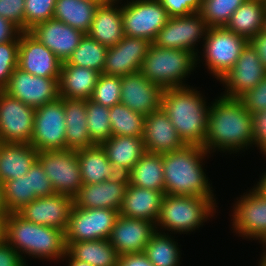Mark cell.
<instances>
[{
  "mask_svg": "<svg viewBox=\"0 0 266 266\" xmlns=\"http://www.w3.org/2000/svg\"><path fill=\"white\" fill-rule=\"evenodd\" d=\"M19 35L13 40L0 44V90H3L9 78L18 67Z\"/></svg>",
  "mask_w": 266,
  "mask_h": 266,
  "instance_id": "ee69618b",
  "label": "cell"
},
{
  "mask_svg": "<svg viewBox=\"0 0 266 266\" xmlns=\"http://www.w3.org/2000/svg\"><path fill=\"white\" fill-rule=\"evenodd\" d=\"M5 241L25 263L26 255L58 262L67 252L65 231L27 221L18 213H8L5 217Z\"/></svg>",
  "mask_w": 266,
  "mask_h": 266,
  "instance_id": "277c9868",
  "label": "cell"
},
{
  "mask_svg": "<svg viewBox=\"0 0 266 266\" xmlns=\"http://www.w3.org/2000/svg\"><path fill=\"white\" fill-rule=\"evenodd\" d=\"M73 205V197L55 193L35 198L17 213L35 224L66 231Z\"/></svg>",
  "mask_w": 266,
  "mask_h": 266,
  "instance_id": "ac0fdd59",
  "label": "cell"
},
{
  "mask_svg": "<svg viewBox=\"0 0 266 266\" xmlns=\"http://www.w3.org/2000/svg\"><path fill=\"white\" fill-rule=\"evenodd\" d=\"M38 151L30 143L0 142V182L27 174L37 160Z\"/></svg>",
  "mask_w": 266,
  "mask_h": 266,
  "instance_id": "83f0119b",
  "label": "cell"
},
{
  "mask_svg": "<svg viewBox=\"0 0 266 266\" xmlns=\"http://www.w3.org/2000/svg\"><path fill=\"white\" fill-rule=\"evenodd\" d=\"M37 161L51 181L55 193L74 197L83 185L76 150L38 152Z\"/></svg>",
  "mask_w": 266,
  "mask_h": 266,
  "instance_id": "7c38bea8",
  "label": "cell"
},
{
  "mask_svg": "<svg viewBox=\"0 0 266 266\" xmlns=\"http://www.w3.org/2000/svg\"><path fill=\"white\" fill-rule=\"evenodd\" d=\"M196 63V56L190 51L151 44L140 72L163 90L185 87L186 77L197 67Z\"/></svg>",
  "mask_w": 266,
  "mask_h": 266,
  "instance_id": "8992f818",
  "label": "cell"
},
{
  "mask_svg": "<svg viewBox=\"0 0 266 266\" xmlns=\"http://www.w3.org/2000/svg\"><path fill=\"white\" fill-rule=\"evenodd\" d=\"M120 103L144 116L161 108L163 89L140 71L121 77Z\"/></svg>",
  "mask_w": 266,
  "mask_h": 266,
  "instance_id": "ffe728a7",
  "label": "cell"
},
{
  "mask_svg": "<svg viewBox=\"0 0 266 266\" xmlns=\"http://www.w3.org/2000/svg\"><path fill=\"white\" fill-rule=\"evenodd\" d=\"M25 0H0V16L14 24L21 32L25 31Z\"/></svg>",
  "mask_w": 266,
  "mask_h": 266,
  "instance_id": "bcb514c9",
  "label": "cell"
},
{
  "mask_svg": "<svg viewBox=\"0 0 266 266\" xmlns=\"http://www.w3.org/2000/svg\"><path fill=\"white\" fill-rule=\"evenodd\" d=\"M164 190L135 187L128 183L119 215L128 218L145 219L157 222Z\"/></svg>",
  "mask_w": 266,
  "mask_h": 266,
  "instance_id": "d4e9b609",
  "label": "cell"
},
{
  "mask_svg": "<svg viewBox=\"0 0 266 266\" xmlns=\"http://www.w3.org/2000/svg\"><path fill=\"white\" fill-rule=\"evenodd\" d=\"M118 266H153L144 252L124 254L118 258Z\"/></svg>",
  "mask_w": 266,
  "mask_h": 266,
  "instance_id": "816d5d0a",
  "label": "cell"
},
{
  "mask_svg": "<svg viewBox=\"0 0 266 266\" xmlns=\"http://www.w3.org/2000/svg\"><path fill=\"white\" fill-rule=\"evenodd\" d=\"M265 13V1L246 0L234 11L225 27L250 41L256 34L263 31Z\"/></svg>",
  "mask_w": 266,
  "mask_h": 266,
  "instance_id": "4dcf8cb0",
  "label": "cell"
},
{
  "mask_svg": "<svg viewBox=\"0 0 266 266\" xmlns=\"http://www.w3.org/2000/svg\"><path fill=\"white\" fill-rule=\"evenodd\" d=\"M29 32L62 62L67 61L85 35L55 19L38 23Z\"/></svg>",
  "mask_w": 266,
  "mask_h": 266,
  "instance_id": "603a6c76",
  "label": "cell"
},
{
  "mask_svg": "<svg viewBox=\"0 0 266 266\" xmlns=\"http://www.w3.org/2000/svg\"><path fill=\"white\" fill-rule=\"evenodd\" d=\"M7 207L4 201L3 183L0 182V215H7Z\"/></svg>",
  "mask_w": 266,
  "mask_h": 266,
  "instance_id": "6f0895ef",
  "label": "cell"
},
{
  "mask_svg": "<svg viewBox=\"0 0 266 266\" xmlns=\"http://www.w3.org/2000/svg\"><path fill=\"white\" fill-rule=\"evenodd\" d=\"M211 102L203 148L210 154L244 152L253 147L252 114L239 99L219 96Z\"/></svg>",
  "mask_w": 266,
  "mask_h": 266,
  "instance_id": "6da1fadb",
  "label": "cell"
},
{
  "mask_svg": "<svg viewBox=\"0 0 266 266\" xmlns=\"http://www.w3.org/2000/svg\"><path fill=\"white\" fill-rule=\"evenodd\" d=\"M5 217L6 215H0V244L5 241Z\"/></svg>",
  "mask_w": 266,
  "mask_h": 266,
  "instance_id": "680465c9",
  "label": "cell"
},
{
  "mask_svg": "<svg viewBox=\"0 0 266 266\" xmlns=\"http://www.w3.org/2000/svg\"><path fill=\"white\" fill-rule=\"evenodd\" d=\"M263 248L265 249L264 253L266 254V243L263 245Z\"/></svg>",
  "mask_w": 266,
  "mask_h": 266,
  "instance_id": "be15d7a7",
  "label": "cell"
},
{
  "mask_svg": "<svg viewBox=\"0 0 266 266\" xmlns=\"http://www.w3.org/2000/svg\"><path fill=\"white\" fill-rule=\"evenodd\" d=\"M56 0H25V31L36 24L53 19Z\"/></svg>",
  "mask_w": 266,
  "mask_h": 266,
  "instance_id": "7bdbcfd3",
  "label": "cell"
},
{
  "mask_svg": "<svg viewBox=\"0 0 266 266\" xmlns=\"http://www.w3.org/2000/svg\"><path fill=\"white\" fill-rule=\"evenodd\" d=\"M143 143L146 152L157 154H167L185 146L162 108L145 116Z\"/></svg>",
  "mask_w": 266,
  "mask_h": 266,
  "instance_id": "cb8c5ba5",
  "label": "cell"
},
{
  "mask_svg": "<svg viewBox=\"0 0 266 266\" xmlns=\"http://www.w3.org/2000/svg\"><path fill=\"white\" fill-rule=\"evenodd\" d=\"M206 103L202 93L190 85L163 91L161 108L185 145L203 147L210 108Z\"/></svg>",
  "mask_w": 266,
  "mask_h": 266,
  "instance_id": "3957f363",
  "label": "cell"
},
{
  "mask_svg": "<svg viewBox=\"0 0 266 266\" xmlns=\"http://www.w3.org/2000/svg\"><path fill=\"white\" fill-rule=\"evenodd\" d=\"M98 6L94 0H56L53 19L87 34Z\"/></svg>",
  "mask_w": 266,
  "mask_h": 266,
  "instance_id": "d6a6232c",
  "label": "cell"
},
{
  "mask_svg": "<svg viewBox=\"0 0 266 266\" xmlns=\"http://www.w3.org/2000/svg\"><path fill=\"white\" fill-rule=\"evenodd\" d=\"M0 266H27L22 256L6 241L0 244Z\"/></svg>",
  "mask_w": 266,
  "mask_h": 266,
  "instance_id": "f907efd6",
  "label": "cell"
},
{
  "mask_svg": "<svg viewBox=\"0 0 266 266\" xmlns=\"http://www.w3.org/2000/svg\"><path fill=\"white\" fill-rule=\"evenodd\" d=\"M156 232L155 224L145 219L118 216L109 241L119 256L144 252L151 236Z\"/></svg>",
  "mask_w": 266,
  "mask_h": 266,
  "instance_id": "7402d4cb",
  "label": "cell"
},
{
  "mask_svg": "<svg viewBox=\"0 0 266 266\" xmlns=\"http://www.w3.org/2000/svg\"><path fill=\"white\" fill-rule=\"evenodd\" d=\"M3 194L8 213H17L25 205L38 198L33 192H30L27 174L5 182Z\"/></svg>",
  "mask_w": 266,
  "mask_h": 266,
  "instance_id": "ab89813d",
  "label": "cell"
},
{
  "mask_svg": "<svg viewBox=\"0 0 266 266\" xmlns=\"http://www.w3.org/2000/svg\"><path fill=\"white\" fill-rule=\"evenodd\" d=\"M260 261H259V266H266V254L262 252V255H260Z\"/></svg>",
  "mask_w": 266,
  "mask_h": 266,
  "instance_id": "94428289",
  "label": "cell"
},
{
  "mask_svg": "<svg viewBox=\"0 0 266 266\" xmlns=\"http://www.w3.org/2000/svg\"><path fill=\"white\" fill-rule=\"evenodd\" d=\"M127 176L135 187L164 190L162 154L145 152Z\"/></svg>",
  "mask_w": 266,
  "mask_h": 266,
  "instance_id": "e575fe53",
  "label": "cell"
},
{
  "mask_svg": "<svg viewBox=\"0 0 266 266\" xmlns=\"http://www.w3.org/2000/svg\"><path fill=\"white\" fill-rule=\"evenodd\" d=\"M208 29L209 27L200 12L187 16L170 17L159 30L152 44L156 47L190 51L196 56V62H198L196 64H199L200 55L198 53L201 52L198 51L196 46L202 38L204 41Z\"/></svg>",
  "mask_w": 266,
  "mask_h": 266,
  "instance_id": "ba28073f",
  "label": "cell"
},
{
  "mask_svg": "<svg viewBox=\"0 0 266 266\" xmlns=\"http://www.w3.org/2000/svg\"><path fill=\"white\" fill-rule=\"evenodd\" d=\"M201 55L210 74L220 80L235 65L242 50L249 43L244 37L229 31L226 27L208 29Z\"/></svg>",
  "mask_w": 266,
  "mask_h": 266,
  "instance_id": "52a82bcc",
  "label": "cell"
},
{
  "mask_svg": "<svg viewBox=\"0 0 266 266\" xmlns=\"http://www.w3.org/2000/svg\"><path fill=\"white\" fill-rule=\"evenodd\" d=\"M62 61L29 31L19 34L18 68L31 75L60 78Z\"/></svg>",
  "mask_w": 266,
  "mask_h": 266,
  "instance_id": "e0dca14e",
  "label": "cell"
},
{
  "mask_svg": "<svg viewBox=\"0 0 266 266\" xmlns=\"http://www.w3.org/2000/svg\"><path fill=\"white\" fill-rule=\"evenodd\" d=\"M35 108L0 90V142L30 143Z\"/></svg>",
  "mask_w": 266,
  "mask_h": 266,
  "instance_id": "5bb4252c",
  "label": "cell"
},
{
  "mask_svg": "<svg viewBox=\"0 0 266 266\" xmlns=\"http://www.w3.org/2000/svg\"><path fill=\"white\" fill-rule=\"evenodd\" d=\"M206 156H209L208 152L197 145H185L174 152L162 154L164 194L203 196L218 207L212 183L210 184L202 165Z\"/></svg>",
  "mask_w": 266,
  "mask_h": 266,
  "instance_id": "7a4b0ae2",
  "label": "cell"
},
{
  "mask_svg": "<svg viewBox=\"0 0 266 266\" xmlns=\"http://www.w3.org/2000/svg\"><path fill=\"white\" fill-rule=\"evenodd\" d=\"M66 123V150L94 146L87 128V100L63 98Z\"/></svg>",
  "mask_w": 266,
  "mask_h": 266,
  "instance_id": "f1b7e54d",
  "label": "cell"
},
{
  "mask_svg": "<svg viewBox=\"0 0 266 266\" xmlns=\"http://www.w3.org/2000/svg\"><path fill=\"white\" fill-rule=\"evenodd\" d=\"M101 146L118 174H128L146 152L143 136H111Z\"/></svg>",
  "mask_w": 266,
  "mask_h": 266,
  "instance_id": "4316f807",
  "label": "cell"
},
{
  "mask_svg": "<svg viewBox=\"0 0 266 266\" xmlns=\"http://www.w3.org/2000/svg\"><path fill=\"white\" fill-rule=\"evenodd\" d=\"M119 211L107 208H77L73 205L65 231L68 247L73 242L109 239Z\"/></svg>",
  "mask_w": 266,
  "mask_h": 266,
  "instance_id": "30bf717a",
  "label": "cell"
},
{
  "mask_svg": "<svg viewBox=\"0 0 266 266\" xmlns=\"http://www.w3.org/2000/svg\"><path fill=\"white\" fill-rule=\"evenodd\" d=\"M100 74L86 67L62 65L59 78L60 97L91 99Z\"/></svg>",
  "mask_w": 266,
  "mask_h": 266,
  "instance_id": "f546056e",
  "label": "cell"
},
{
  "mask_svg": "<svg viewBox=\"0 0 266 266\" xmlns=\"http://www.w3.org/2000/svg\"><path fill=\"white\" fill-rule=\"evenodd\" d=\"M172 235L156 231L144 253L153 266H180L181 251Z\"/></svg>",
  "mask_w": 266,
  "mask_h": 266,
  "instance_id": "d590c367",
  "label": "cell"
},
{
  "mask_svg": "<svg viewBox=\"0 0 266 266\" xmlns=\"http://www.w3.org/2000/svg\"><path fill=\"white\" fill-rule=\"evenodd\" d=\"M253 147L266 156V109L252 113Z\"/></svg>",
  "mask_w": 266,
  "mask_h": 266,
  "instance_id": "681fc988",
  "label": "cell"
},
{
  "mask_svg": "<svg viewBox=\"0 0 266 266\" xmlns=\"http://www.w3.org/2000/svg\"><path fill=\"white\" fill-rule=\"evenodd\" d=\"M63 97L35 108L30 144L38 151L66 150Z\"/></svg>",
  "mask_w": 266,
  "mask_h": 266,
  "instance_id": "8fae6325",
  "label": "cell"
},
{
  "mask_svg": "<svg viewBox=\"0 0 266 266\" xmlns=\"http://www.w3.org/2000/svg\"><path fill=\"white\" fill-rule=\"evenodd\" d=\"M169 17L187 16L201 11L202 0H159Z\"/></svg>",
  "mask_w": 266,
  "mask_h": 266,
  "instance_id": "c3c4849f",
  "label": "cell"
},
{
  "mask_svg": "<svg viewBox=\"0 0 266 266\" xmlns=\"http://www.w3.org/2000/svg\"><path fill=\"white\" fill-rule=\"evenodd\" d=\"M254 187L266 197V172L262 173L259 181L256 185H254Z\"/></svg>",
  "mask_w": 266,
  "mask_h": 266,
  "instance_id": "9f6ffc18",
  "label": "cell"
},
{
  "mask_svg": "<svg viewBox=\"0 0 266 266\" xmlns=\"http://www.w3.org/2000/svg\"><path fill=\"white\" fill-rule=\"evenodd\" d=\"M87 35L107 48L114 47L125 37L122 5L99 4Z\"/></svg>",
  "mask_w": 266,
  "mask_h": 266,
  "instance_id": "484cf974",
  "label": "cell"
},
{
  "mask_svg": "<svg viewBox=\"0 0 266 266\" xmlns=\"http://www.w3.org/2000/svg\"><path fill=\"white\" fill-rule=\"evenodd\" d=\"M249 43L256 50L258 57L266 69V33L260 31L249 41Z\"/></svg>",
  "mask_w": 266,
  "mask_h": 266,
  "instance_id": "db71d44e",
  "label": "cell"
},
{
  "mask_svg": "<svg viewBox=\"0 0 266 266\" xmlns=\"http://www.w3.org/2000/svg\"><path fill=\"white\" fill-rule=\"evenodd\" d=\"M169 18L159 0H127L122 4V25L129 37L153 42Z\"/></svg>",
  "mask_w": 266,
  "mask_h": 266,
  "instance_id": "9c48e42d",
  "label": "cell"
},
{
  "mask_svg": "<svg viewBox=\"0 0 266 266\" xmlns=\"http://www.w3.org/2000/svg\"><path fill=\"white\" fill-rule=\"evenodd\" d=\"M265 77L266 69L256 50L248 43L235 65L220 79V82L225 86L224 94L221 93V95L229 99H239Z\"/></svg>",
  "mask_w": 266,
  "mask_h": 266,
  "instance_id": "9a60e30c",
  "label": "cell"
},
{
  "mask_svg": "<svg viewBox=\"0 0 266 266\" xmlns=\"http://www.w3.org/2000/svg\"><path fill=\"white\" fill-rule=\"evenodd\" d=\"M20 33L14 24L0 16V44L13 41Z\"/></svg>",
  "mask_w": 266,
  "mask_h": 266,
  "instance_id": "f5cc1de1",
  "label": "cell"
},
{
  "mask_svg": "<svg viewBox=\"0 0 266 266\" xmlns=\"http://www.w3.org/2000/svg\"><path fill=\"white\" fill-rule=\"evenodd\" d=\"M83 184H96L114 178L118 172L101 145L76 150Z\"/></svg>",
  "mask_w": 266,
  "mask_h": 266,
  "instance_id": "1f68e13d",
  "label": "cell"
},
{
  "mask_svg": "<svg viewBox=\"0 0 266 266\" xmlns=\"http://www.w3.org/2000/svg\"><path fill=\"white\" fill-rule=\"evenodd\" d=\"M246 0H202L200 14L209 28L225 27L234 11Z\"/></svg>",
  "mask_w": 266,
  "mask_h": 266,
  "instance_id": "60d3db41",
  "label": "cell"
},
{
  "mask_svg": "<svg viewBox=\"0 0 266 266\" xmlns=\"http://www.w3.org/2000/svg\"><path fill=\"white\" fill-rule=\"evenodd\" d=\"M120 90L121 77L109 76L101 73L90 100L110 108L113 105L120 104Z\"/></svg>",
  "mask_w": 266,
  "mask_h": 266,
  "instance_id": "b9f144b4",
  "label": "cell"
},
{
  "mask_svg": "<svg viewBox=\"0 0 266 266\" xmlns=\"http://www.w3.org/2000/svg\"><path fill=\"white\" fill-rule=\"evenodd\" d=\"M86 121L89 136L94 145H101L112 136L109 107L87 100Z\"/></svg>",
  "mask_w": 266,
  "mask_h": 266,
  "instance_id": "f35d334b",
  "label": "cell"
},
{
  "mask_svg": "<svg viewBox=\"0 0 266 266\" xmlns=\"http://www.w3.org/2000/svg\"><path fill=\"white\" fill-rule=\"evenodd\" d=\"M239 100L251 114L266 109V77L252 90L247 91Z\"/></svg>",
  "mask_w": 266,
  "mask_h": 266,
  "instance_id": "7dc6e473",
  "label": "cell"
},
{
  "mask_svg": "<svg viewBox=\"0 0 266 266\" xmlns=\"http://www.w3.org/2000/svg\"><path fill=\"white\" fill-rule=\"evenodd\" d=\"M216 206L206 197L164 194L160 213L155 223L156 231L167 234H188L203 226L214 216ZM214 212V213H213ZM162 230V231H161ZM164 230V231H163Z\"/></svg>",
  "mask_w": 266,
  "mask_h": 266,
  "instance_id": "5b68a950",
  "label": "cell"
},
{
  "mask_svg": "<svg viewBox=\"0 0 266 266\" xmlns=\"http://www.w3.org/2000/svg\"><path fill=\"white\" fill-rule=\"evenodd\" d=\"M263 32L266 33V13H265V18H264Z\"/></svg>",
  "mask_w": 266,
  "mask_h": 266,
  "instance_id": "6125c7cd",
  "label": "cell"
},
{
  "mask_svg": "<svg viewBox=\"0 0 266 266\" xmlns=\"http://www.w3.org/2000/svg\"><path fill=\"white\" fill-rule=\"evenodd\" d=\"M112 136H143L145 116L132 111L124 104L109 108Z\"/></svg>",
  "mask_w": 266,
  "mask_h": 266,
  "instance_id": "74e56055",
  "label": "cell"
},
{
  "mask_svg": "<svg viewBox=\"0 0 266 266\" xmlns=\"http://www.w3.org/2000/svg\"><path fill=\"white\" fill-rule=\"evenodd\" d=\"M3 91L26 105L37 108L60 97L59 78L31 75L17 67Z\"/></svg>",
  "mask_w": 266,
  "mask_h": 266,
  "instance_id": "2e32d148",
  "label": "cell"
},
{
  "mask_svg": "<svg viewBox=\"0 0 266 266\" xmlns=\"http://www.w3.org/2000/svg\"><path fill=\"white\" fill-rule=\"evenodd\" d=\"M96 2H98L99 4H121L122 0H94Z\"/></svg>",
  "mask_w": 266,
  "mask_h": 266,
  "instance_id": "91938a15",
  "label": "cell"
},
{
  "mask_svg": "<svg viewBox=\"0 0 266 266\" xmlns=\"http://www.w3.org/2000/svg\"><path fill=\"white\" fill-rule=\"evenodd\" d=\"M67 253L74 259L92 266H118L119 255L109 239L73 242Z\"/></svg>",
  "mask_w": 266,
  "mask_h": 266,
  "instance_id": "836d02e7",
  "label": "cell"
},
{
  "mask_svg": "<svg viewBox=\"0 0 266 266\" xmlns=\"http://www.w3.org/2000/svg\"><path fill=\"white\" fill-rule=\"evenodd\" d=\"M107 47L87 34L83 36L77 48L62 65H74L103 73Z\"/></svg>",
  "mask_w": 266,
  "mask_h": 266,
  "instance_id": "8d00e7d4",
  "label": "cell"
},
{
  "mask_svg": "<svg viewBox=\"0 0 266 266\" xmlns=\"http://www.w3.org/2000/svg\"><path fill=\"white\" fill-rule=\"evenodd\" d=\"M27 175L29 176L30 192H33L37 197L55 194L51 181L37 160L31 166Z\"/></svg>",
  "mask_w": 266,
  "mask_h": 266,
  "instance_id": "f6af8a7d",
  "label": "cell"
},
{
  "mask_svg": "<svg viewBox=\"0 0 266 266\" xmlns=\"http://www.w3.org/2000/svg\"><path fill=\"white\" fill-rule=\"evenodd\" d=\"M62 259V261L66 259V262H68V266H92L84 261L74 260L67 252L65 253V256Z\"/></svg>",
  "mask_w": 266,
  "mask_h": 266,
  "instance_id": "11a10c76",
  "label": "cell"
},
{
  "mask_svg": "<svg viewBox=\"0 0 266 266\" xmlns=\"http://www.w3.org/2000/svg\"><path fill=\"white\" fill-rule=\"evenodd\" d=\"M152 42L126 36L106 52L103 74L123 77L140 71Z\"/></svg>",
  "mask_w": 266,
  "mask_h": 266,
  "instance_id": "d6986e66",
  "label": "cell"
},
{
  "mask_svg": "<svg viewBox=\"0 0 266 266\" xmlns=\"http://www.w3.org/2000/svg\"><path fill=\"white\" fill-rule=\"evenodd\" d=\"M233 205L232 229L244 239L266 243V197L255 187Z\"/></svg>",
  "mask_w": 266,
  "mask_h": 266,
  "instance_id": "4fadbf2b",
  "label": "cell"
},
{
  "mask_svg": "<svg viewBox=\"0 0 266 266\" xmlns=\"http://www.w3.org/2000/svg\"><path fill=\"white\" fill-rule=\"evenodd\" d=\"M127 185V174H118L101 183L83 184L73 197V204L77 208H107L119 211Z\"/></svg>",
  "mask_w": 266,
  "mask_h": 266,
  "instance_id": "44dd1931",
  "label": "cell"
}]
</instances>
